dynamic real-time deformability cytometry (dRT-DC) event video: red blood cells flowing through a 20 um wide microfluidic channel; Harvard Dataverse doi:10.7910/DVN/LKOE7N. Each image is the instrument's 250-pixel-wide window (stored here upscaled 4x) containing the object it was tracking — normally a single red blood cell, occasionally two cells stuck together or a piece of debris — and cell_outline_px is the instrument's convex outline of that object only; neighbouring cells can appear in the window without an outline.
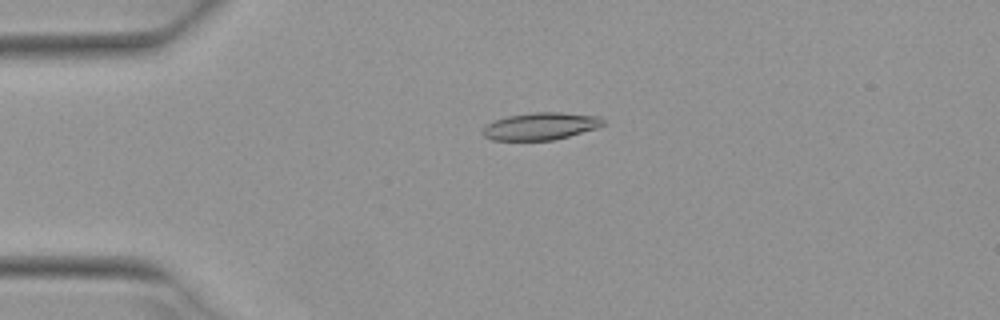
{"species": "Egyptian fruit bat (a non-hibernating species)", "species_latin": "Rousettus aegyptiacus", "temperature_condition": "warm", "stored_images_in_passage": 41, "camera_frame_rate_fps": 3000, "um_per_image_px": 0.085, "animal": {"sex": "female"}, "frame": {"image": 1, "passage_image": 1, "time_ms": 0.0, "image_size_px": [1000, 320], "cell_outline_px": [[604, 124], [596, 128], [568, 136], [552, 140], [492, 140], [484, 136], [480, 132], [488, 124], [496, 120], [508, 116], [532, 112], [560, 112], [600, 116], [604, 120]], "centroid_in_image_um": [45.95, 10.72], "position_along_channel_um": 39.0, "area_um2": 19.02}}
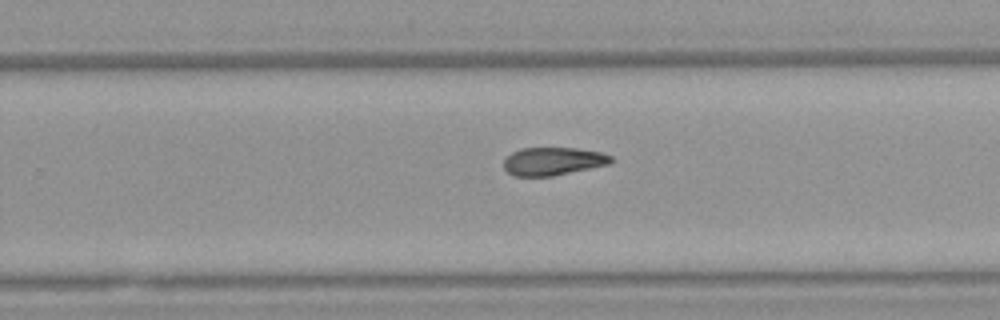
{"frame": {"image": 2, "passage_image": 22, "time_ms": 7.0, "image_size_px": [1000, 320], "cell_outline_px": [[616, 160], [608, 164], [552, 176], [512, 176], [504, 168], [504, 160], [512, 152], [524, 148], [576, 148], [600, 152], [612, 156]], "centroid_in_image_um": [47.01, 13.71], "position_along_channel_um": 282.8, "area_um2": 17.4}}
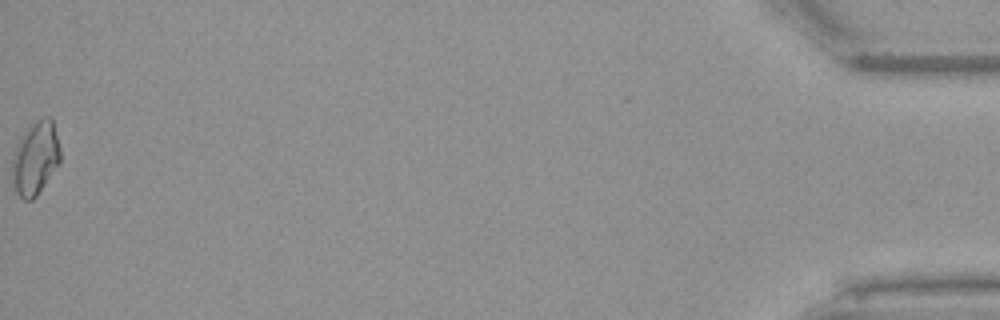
{"frame": {"image": 3, "passage_image": 41, "time_ms": 13.333, "image_size_px": [1000, 320], "cell_outline_px": [[60, 164], [36, 196], [32, 200], [24, 200], [16, 192], [12, 180], [12, 160], [16, 148], [24, 132], [32, 124], [44, 116], [48, 116], [52, 120], [60, 148]], "centroid_in_image_um": [3.02, 13.47], "position_along_channel_um": 432.2, "area_um2": 20.35}}